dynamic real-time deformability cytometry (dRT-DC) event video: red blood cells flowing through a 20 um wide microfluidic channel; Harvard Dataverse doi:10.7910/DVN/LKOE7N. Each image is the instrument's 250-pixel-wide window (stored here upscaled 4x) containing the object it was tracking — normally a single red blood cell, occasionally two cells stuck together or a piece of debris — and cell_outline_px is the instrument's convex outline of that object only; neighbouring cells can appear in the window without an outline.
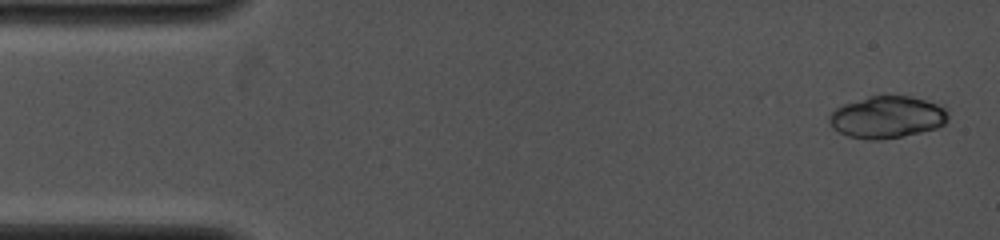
{"species": "common noctule bat (a hibernating species)", "species_latin": "Nyctalus noctula", "temperature_condition": "cold", "stored_images_in_passage": 6, "camera_frame_rate_fps": 4000, "um_per_image_px": 0.085, "animal": {"sex": "female", "body_mass_g": 19.0, "forearm_length_mm": 53.3}, "frame": {"image": 1, "passage_image": 1, "time_ms": 0.0, "image_size_px": [1000, 240], "cell_outline_px": [[948, 120], [944, 124], [936, 128], [920, 132], [880, 140], [868, 140], [848, 136], [832, 128], [828, 120], [828, 116], [836, 108], [844, 104], [868, 96], [884, 92], [908, 96], [944, 104], [948, 112]], "centroid_in_image_um": [75.42, 9.91], "position_along_channel_um": 9.6, "area_um2": 29.82}}